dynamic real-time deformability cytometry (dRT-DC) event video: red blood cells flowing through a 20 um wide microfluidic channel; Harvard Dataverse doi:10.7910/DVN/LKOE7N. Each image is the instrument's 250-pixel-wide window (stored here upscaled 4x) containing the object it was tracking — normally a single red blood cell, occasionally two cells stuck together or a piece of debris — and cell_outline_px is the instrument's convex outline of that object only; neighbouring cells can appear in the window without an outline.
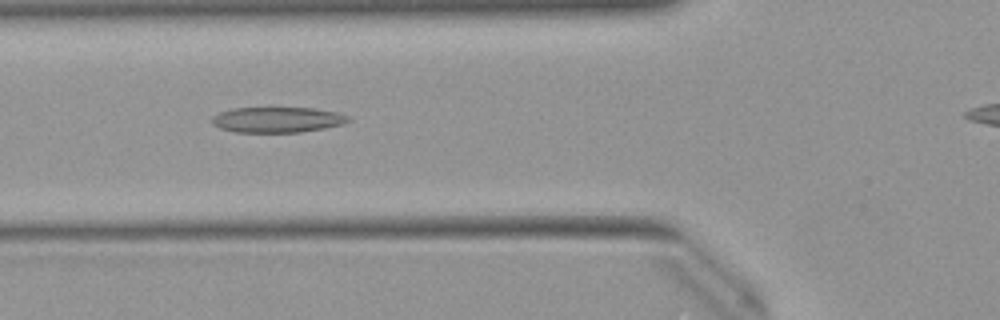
{"species": "Egyptian fruit bat (a non-hibernating species)", "species_latin": "Rousettus aegyptiacus", "temperature_condition": "warm", "stored_images_in_passage": 6, "camera_frame_rate_fps": 3000, "um_per_image_px": 0.085, "animal": {"sex": "female"}, "frame": {"image": 1, "passage_image": 3, "time_ms": 0.667, "image_size_px": [1000, 320], "cell_outline_px": [[352, 120], [344, 124], [324, 128], [300, 132], [236, 132], [220, 128], [212, 124], [212, 116], [220, 112], [232, 108], [316, 108], [336, 112], [348, 116]], "centroid_in_image_um": [23.59, 10.17], "position_along_channel_um": 102.2, "area_um2": 20.29}}